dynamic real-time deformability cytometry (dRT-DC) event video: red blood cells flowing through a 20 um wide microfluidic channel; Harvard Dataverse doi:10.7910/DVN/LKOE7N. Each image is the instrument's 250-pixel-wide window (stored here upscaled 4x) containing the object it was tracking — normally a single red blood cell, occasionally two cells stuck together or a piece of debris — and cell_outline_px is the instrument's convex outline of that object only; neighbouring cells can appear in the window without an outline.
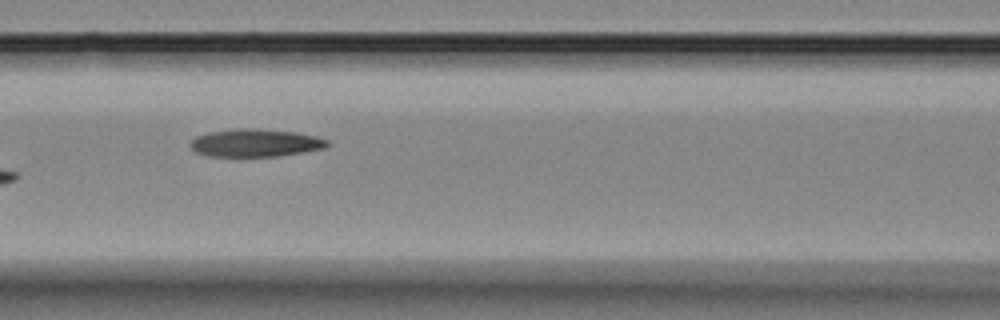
{"species": "Egyptian fruit bat (a non-hibernating species)", "species_latin": "Rousettus aegyptiacus", "temperature_condition": "room temperature", "stored_images_in_passage": 9, "camera_frame_rate_fps": 3000, "um_per_image_px": 0.085, "animal": {"sex": "female"}, "frame": {"image": 1, "passage_image": 6, "time_ms": 6.667, "image_size_px": [1000, 320], "cell_outline_px": [[332, 144], [324, 148], [276, 156], [208, 156], [196, 152], [188, 144], [196, 136], [208, 132], [236, 128], [252, 128], [296, 132], [316, 136], [328, 140]], "centroid_in_image_um": [21.69, 12.13], "position_along_channel_um": 144.9, "area_um2": 22.14}}
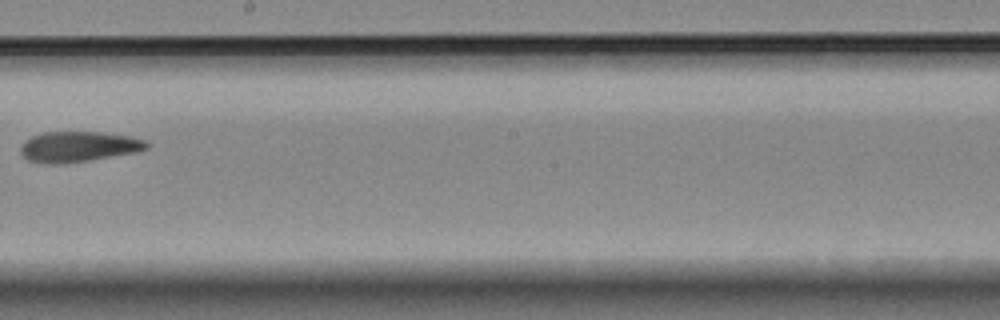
{"frame": {"image": 2, "passage_image": 8, "time_ms": 9.0, "image_size_px": [1000, 320], "cell_outline_px": [[152, 144], [148, 148], [136, 152], [68, 164], [44, 164], [28, 160], [20, 152], [20, 144], [24, 140], [32, 136], [44, 132], [100, 132], [128, 136], [144, 140]], "centroid_in_image_um": [6.64, 12.48], "position_along_channel_um": 241.6, "area_um2": 22.66}}
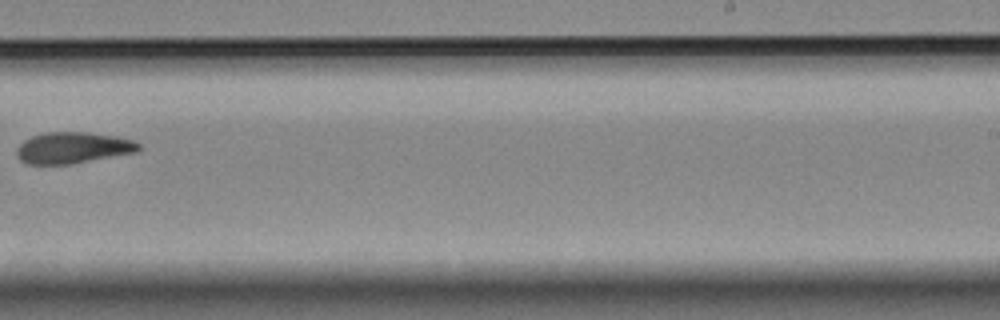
{"frame": {"image": 3, "passage_image": 9, "time_ms": 10.0, "image_size_px": [1000, 320], "cell_outline_px": [[140, 152], [72, 164], [28, 164], [20, 160], [16, 156], [16, 148], [24, 140], [32, 136], [44, 132], [88, 132], [116, 136], [132, 140], [140, 144]], "centroid_in_image_um": [6.21, 12.56], "position_along_channel_um": 282.8, "area_um2": 22.54}}